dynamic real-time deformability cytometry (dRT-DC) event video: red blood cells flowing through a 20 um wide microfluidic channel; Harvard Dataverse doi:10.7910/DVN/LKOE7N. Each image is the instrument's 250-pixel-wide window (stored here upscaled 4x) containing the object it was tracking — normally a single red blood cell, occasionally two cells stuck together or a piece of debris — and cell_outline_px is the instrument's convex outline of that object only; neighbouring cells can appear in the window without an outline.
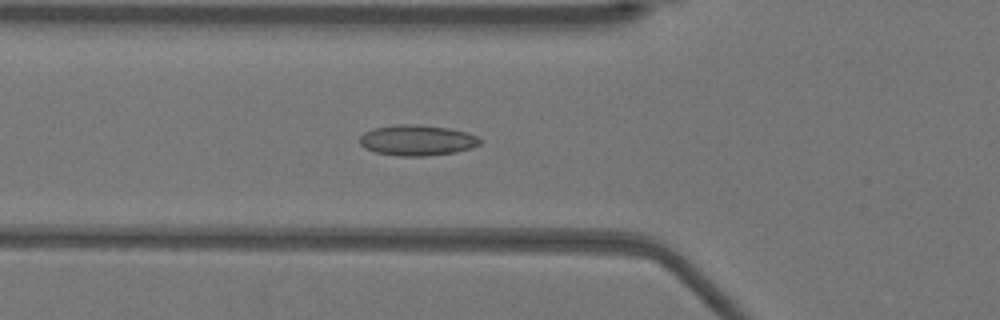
{"species": "Egyptian fruit bat (a non-hibernating species)", "species_latin": "Rousettus aegyptiacus", "temperature_condition": "warm", "stored_images_in_passage": 50, "camera_frame_rate_fps": 3000, "um_per_image_px": 0.085, "animal": {"sex": "female"}, "frame": {"image": 1, "passage_image": 17, "time_ms": 5.333, "image_size_px": [1000, 320], "cell_outline_px": [[480, 144], [472, 148], [456, 152], [424, 156], [396, 156], [376, 152], [364, 148], [360, 144], [360, 136], [364, 132], [372, 128], [396, 124], [416, 124], [448, 128], [468, 132], [476, 136], [480, 140]], "centroid_in_image_um": [35.43, 11.92], "position_along_channel_um": 90.4, "area_um2": 21.62}}
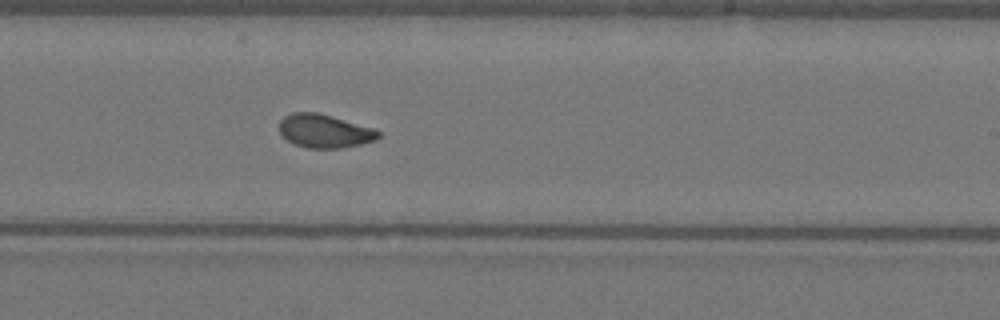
{"frame": {"image": 2, "passage_image": 30, "time_ms": 9.667, "image_size_px": [1000, 320], "cell_outline_px": [[380, 136], [376, 140], [360, 144], [340, 148], [308, 148], [296, 144], [288, 140], [280, 132], [280, 120], [284, 116], [292, 112], [316, 112], [332, 116], [376, 128], [380, 132]], "centroid_in_image_um": [27.62, 11.13], "position_along_channel_um": 261.4, "area_um2": 19.31}}
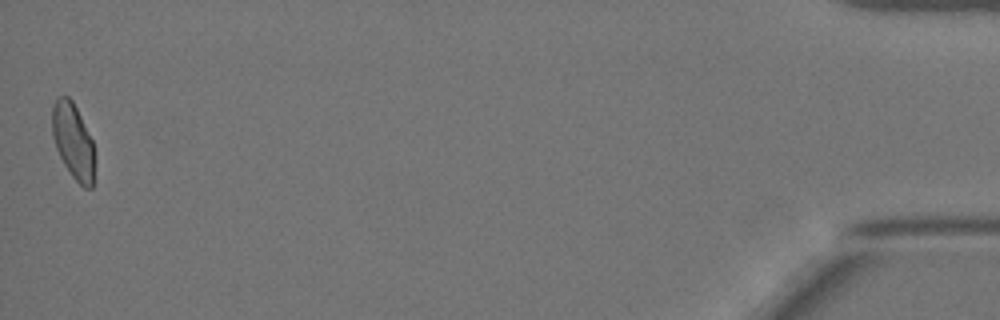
{"frame": {"image": 3, "passage_image": 50, "time_ms": 16.333, "image_size_px": [1000, 320], "cell_outline_px": [[92, 188], [84, 188], [72, 176], [64, 164], [56, 148], [52, 136], [52, 104], [56, 96], [68, 96], [72, 100], [92, 140]], "centroid_in_image_um": [6.15, 11.93], "position_along_channel_um": 429.0, "area_um2": 18.21}, "authors_computed_cell_mechanics": {"area_um2": 19.5653, "velocity_mm_per_s": 3.9347, "shape_relaxation_time_tau1_ms": 5.8345, "shape_relaxation_time_tau2_ms": 0.8627, "deformation_change_tau1": 0.1526, "deformation_change_tau2": 0.0528}}